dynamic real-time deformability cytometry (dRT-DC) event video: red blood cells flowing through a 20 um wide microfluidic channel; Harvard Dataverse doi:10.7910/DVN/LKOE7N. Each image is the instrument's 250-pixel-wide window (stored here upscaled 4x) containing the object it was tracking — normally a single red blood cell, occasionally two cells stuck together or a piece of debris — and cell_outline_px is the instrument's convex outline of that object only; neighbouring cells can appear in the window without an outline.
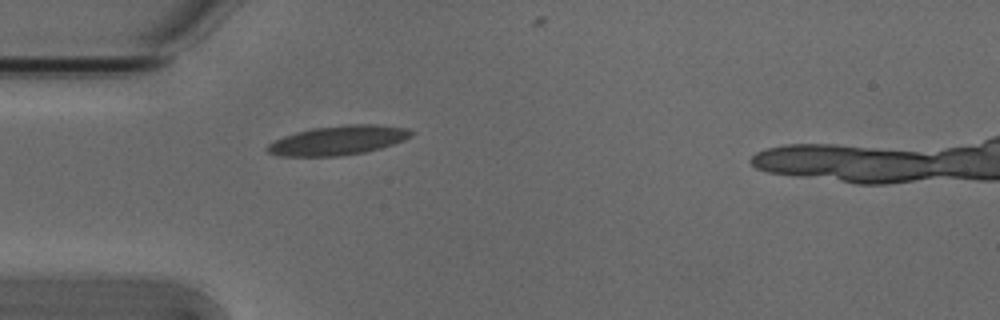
{"species": "Egyptian fruit bat (a non-hibernating species)", "species_latin": "Rousettus aegyptiacus", "temperature_condition": "cold", "stored_images_in_passage": 3, "camera_frame_rate_fps": 3000, "um_per_image_px": 0.085, "animal": {"sex": "male"}, "frame": {"image": 1, "passage_image": 1, "time_ms": 0.0, "image_size_px": [1000, 320], "cell_outline_px": [[416, 132], [412, 136], [404, 140], [380, 148], [364, 152], [340, 156], [280, 156], [268, 152], [264, 148], [268, 144], [284, 136], [296, 132], [312, 128], [348, 124], [376, 124], [408, 128]], "centroid_in_image_um": [28.76, 11.92], "position_along_channel_um": 56.2, "area_um2": 24.62}}